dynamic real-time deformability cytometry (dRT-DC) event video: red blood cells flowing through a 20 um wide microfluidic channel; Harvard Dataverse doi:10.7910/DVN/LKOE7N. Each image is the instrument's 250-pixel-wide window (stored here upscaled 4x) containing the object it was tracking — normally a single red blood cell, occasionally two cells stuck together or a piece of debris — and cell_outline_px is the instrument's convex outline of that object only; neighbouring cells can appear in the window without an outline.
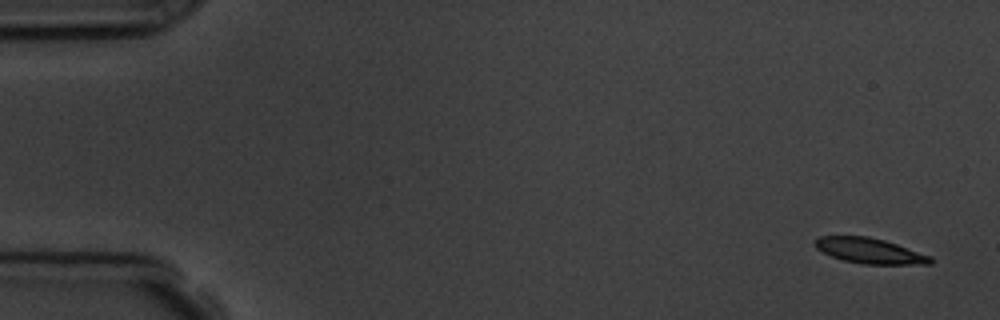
{"species": "common noctule bat (a hibernating species)", "species_latin": "Nyctalus noctula", "temperature_condition": "room temperature", "stored_images_in_passage": 5, "camera_frame_rate_fps": 3000, "um_per_image_px": 0.085, "animal": {"sex": "male", "body_mass_g": 19.5, "forearm_length_mm": 54.6}, "frame": {"image": 1, "passage_image": 1, "time_ms": 0.0, "image_size_px": [1000, 320], "cell_outline_px": [[932, 264], [864, 264], [844, 260], [832, 256], [816, 248], [812, 244], [820, 236], [868, 236], [884, 240], [932, 256]], "centroid_in_image_um": [73.93, 21.31], "position_along_channel_um": 11.1, "area_um2": 16.94}}
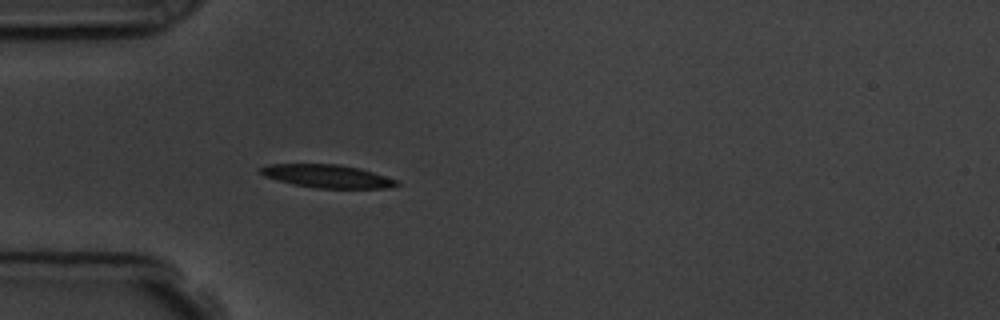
{"frame": {"image": 2, "passage_image": 5, "time_ms": 4.667, "image_size_px": [1000, 320], "cell_outline_px": [[400, 184], [388, 188], [316, 188], [292, 184], [276, 180], [264, 176], [260, 172], [260, 168], [268, 164], [336, 164], [360, 168], [400, 180]], "centroid_in_image_um": [27.84, 14.98], "position_along_channel_um": 57.2, "area_um2": 18.44}}